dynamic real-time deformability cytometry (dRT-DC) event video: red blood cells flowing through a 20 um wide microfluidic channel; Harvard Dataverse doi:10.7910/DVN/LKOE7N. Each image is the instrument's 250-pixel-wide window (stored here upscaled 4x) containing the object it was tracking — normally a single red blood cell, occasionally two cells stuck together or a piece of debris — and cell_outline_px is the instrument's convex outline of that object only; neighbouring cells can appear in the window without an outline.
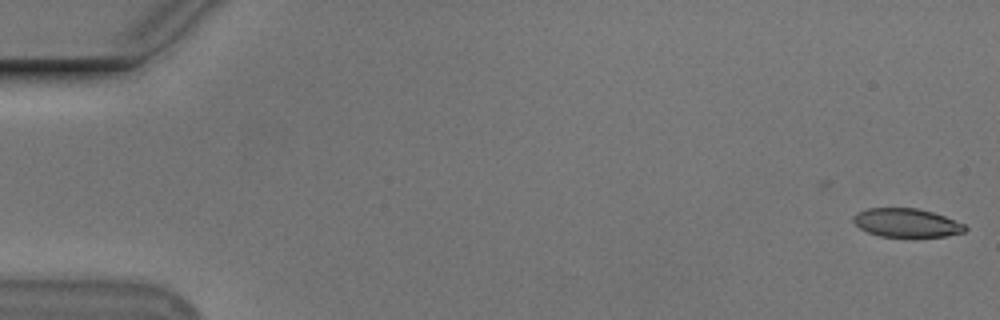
{"species": "Egyptian fruit bat (a non-hibernating species)", "species_latin": "Rousettus aegyptiacus", "temperature_condition": "cold", "stored_images_in_passage": 3, "camera_frame_rate_fps": 3000, "um_per_image_px": 0.085, "animal": {"sex": "male"}, "frame": {"image": 1, "passage_image": 1, "time_ms": 0.0, "image_size_px": [1000, 320], "cell_outline_px": [[968, 228], [964, 232], [944, 236], [880, 236], [868, 232], [860, 228], [852, 220], [852, 216], [856, 212], [868, 208], [916, 208], [932, 212], [944, 216], [964, 224]], "centroid_in_image_um": [77.02, 18.92], "position_along_channel_um": 8.0, "area_um2": 18.44}}